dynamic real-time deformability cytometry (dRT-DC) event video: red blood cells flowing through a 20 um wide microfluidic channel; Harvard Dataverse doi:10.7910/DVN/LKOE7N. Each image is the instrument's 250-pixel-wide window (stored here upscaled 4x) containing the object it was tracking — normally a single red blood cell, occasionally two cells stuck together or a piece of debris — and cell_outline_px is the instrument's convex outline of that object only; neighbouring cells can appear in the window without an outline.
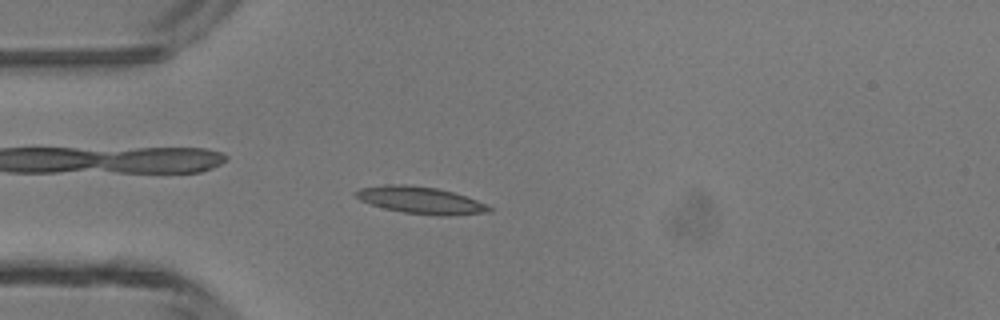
{"species": "common noctule bat (a hibernating species)", "species_latin": "Nyctalus noctula", "temperature_condition": "room temperature", "stored_images_in_passage": 46, "camera_frame_rate_fps": 3000, "um_per_image_px": 0.085, "animal": {"sex": "male", "body_mass_g": 13.3}, "frame": {"image": 1, "passage_image": 12, "time_ms": 3.667, "image_size_px": [1000, 320], "cell_outline_px": [[492, 212], [448, 216], [436, 216], [404, 212], [384, 208], [360, 200], [352, 192], [360, 188], [384, 184], [408, 184], [436, 188], [452, 192], [476, 200], [492, 208]], "centroid_in_image_um": [35.73, 17.02], "position_along_channel_um": 49.3, "area_um2": 20.98}}
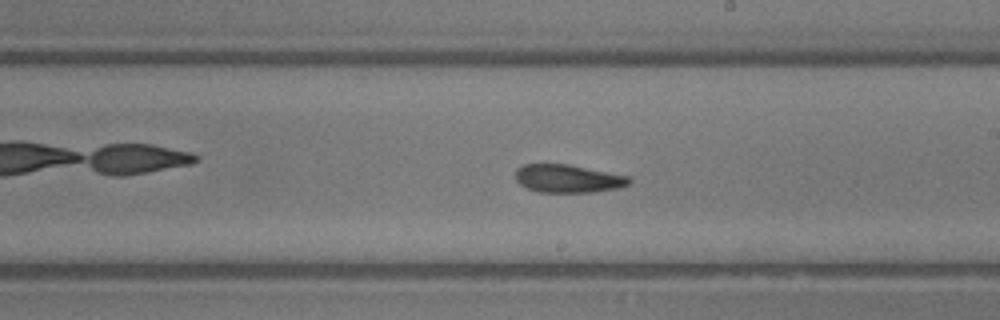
{"frame": {"image": 2, "passage_image": 26, "time_ms": 8.333, "image_size_px": [1000, 320], "cell_outline_px": [[632, 180], [628, 184], [620, 188], [592, 192], [540, 192], [528, 188], [520, 184], [516, 180], [516, 168], [524, 164], [568, 164], [632, 176]], "centroid_in_image_um": [48.32, 15.17], "position_along_channel_um": 240.7, "area_um2": 18.73}}
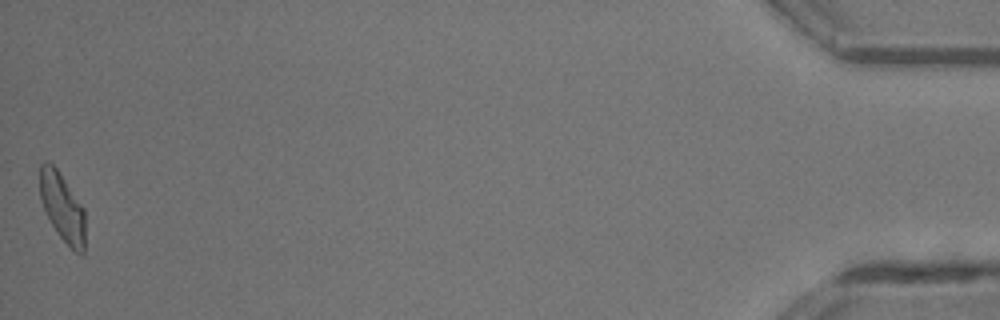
{"frame": {"image": 3, "passage_image": 46, "time_ms": 15.0, "image_size_px": [1000, 320], "cell_outline_px": [[84, 256], [80, 256], [56, 232], [40, 200], [40, 164], [44, 160], [52, 164], [56, 168], [84, 208]], "centroid_in_image_um": [5.3, 17.62], "position_along_channel_um": 429.9, "area_um2": 17.8}, "authors_computed_cell_mechanics": {"area_um2": 19.1318, "velocity_mm_per_s": 4.3693, "shape_relaxation_time_tau1_ms": 4.965, "shape_relaxation_time_tau2_ms": 3.1358, "deformation_change_tau1": 0.1736, "deformation_change_tau2": 0.1075}}